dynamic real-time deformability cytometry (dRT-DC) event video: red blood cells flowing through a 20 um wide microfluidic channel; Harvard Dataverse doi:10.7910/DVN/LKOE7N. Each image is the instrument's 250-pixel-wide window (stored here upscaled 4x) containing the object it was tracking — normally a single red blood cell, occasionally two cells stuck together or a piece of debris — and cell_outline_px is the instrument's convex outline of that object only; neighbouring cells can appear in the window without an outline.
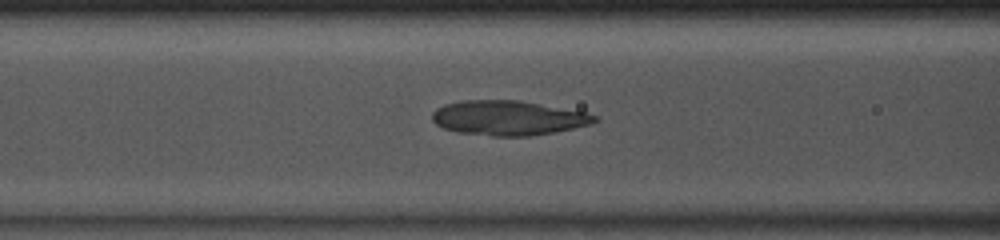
{"species": "common noctule bat (a hibernating species)", "species_latin": "Nyctalus noctula", "temperature_condition": "room temperature", "stored_images_in_passage": 48, "camera_frame_rate_fps": 3000, "um_per_image_px": 0.085, "animal": {"sex": "male", "body_mass_g": 13.0, "forearm_length_mm": 53.1}, "frame": {"image": 1, "passage_image": 19, "time_ms": 6.0, "image_size_px": [1000, 240], "cell_outline_px": [[600, 120], [588, 124], [556, 132], [528, 136], [492, 136], [456, 132], [444, 128], [436, 124], [432, 120], [432, 112], [436, 108], [444, 104], [460, 100], [520, 100], [584, 112], [600, 116]], "centroid_in_image_um": [43.17, 10.02], "position_along_channel_um": 123.4, "area_um2": 32.95}}
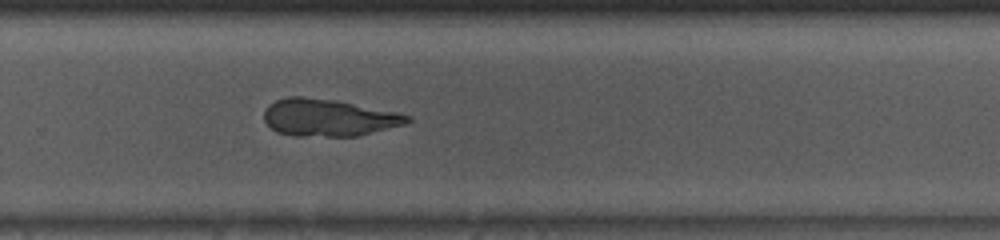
{"frame": {"image": 2, "passage_image": 32, "time_ms": 10.333, "image_size_px": [1000, 240], "cell_outline_px": [[412, 120], [404, 124], [356, 136], [292, 136], [276, 132], [264, 120], [264, 112], [268, 104], [276, 100], [288, 96], [300, 96], [336, 100], [396, 112], [412, 116]], "centroid_in_image_um": [27.89, 9.99], "position_along_channel_um": 301.9, "area_um2": 30.98}}
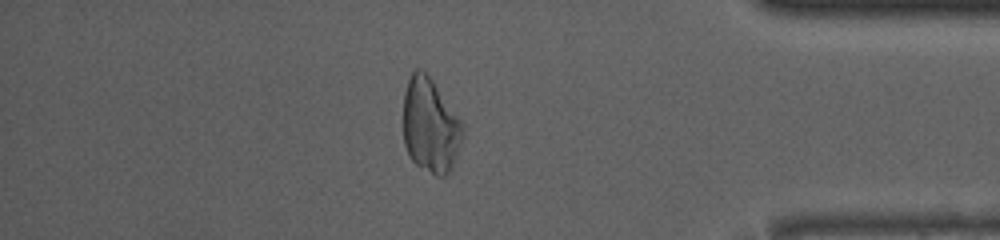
{"frame": {"image": 3, "passage_image": 41, "time_ms": 13.333, "image_size_px": [1000, 240], "cell_outline_px": [[464, 136], [452, 168], [444, 176], [436, 176], [416, 164], [412, 160], [404, 144], [404, 92], [408, 80], [412, 72], [416, 68], [420, 68], [432, 80], [460, 120], [464, 132]], "centroid_in_image_um": [36.57, 10.69], "position_along_channel_um": 398.6, "area_um2": 32.37}}